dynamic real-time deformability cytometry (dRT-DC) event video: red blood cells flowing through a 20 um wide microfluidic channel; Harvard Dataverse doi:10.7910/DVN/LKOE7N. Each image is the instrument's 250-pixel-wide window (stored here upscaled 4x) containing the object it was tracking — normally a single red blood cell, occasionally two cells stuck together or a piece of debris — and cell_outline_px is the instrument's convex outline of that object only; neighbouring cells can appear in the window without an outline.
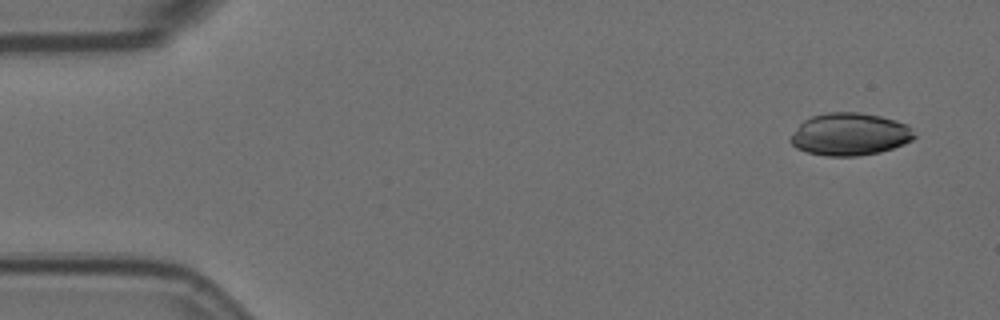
{"species": "Egyptian fruit bat (a non-hibernating species)", "species_latin": "Rousettus aegyptiacus", "temperature_condition": "room temperature", "stored_images_in_passage": 6, "camera_frame_rate_fps": 3000, "um_per_image_px": 0.085, "animal": {"sex": "female"}, "frame": {"image": 1, "passage_image": 1, "time_ms": 0.0, "image_size_px": [1000, 320], "cell_outline_px": [[916, 136], [912, 140], [904, 144], [880, 152], [856, 156], [828, 156], [808, 152], [796, 148], [788, 140], [800, 124], [804, 120], [812, 116], [828, 112], [860, 112], [880, 116], [896, 120], [908, 124], [912, 128]], "centroid_in_image_um": [72.26, 11.41], "position_along_channel_um": 12.7, "area_um2": 30.69}}
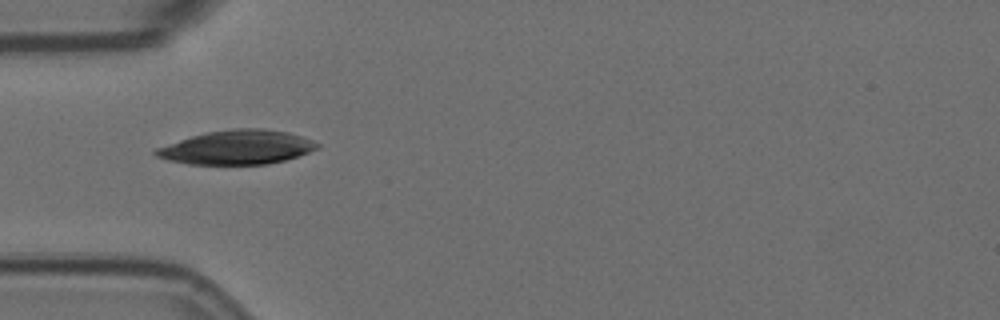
{"frame": {"image": 2, "passage_image": 5, "time_ms": 1.333, "image_size_px": [1000, 320], "cell_outline_px": [[320, 144], [316, 148], [308, 152], [284, 160], [268, 164], [188, 164], [168, 160], [156, 156], [152, 152], [156, 148], [204, 132], [232, 128], [264, 128], [288, 132], [312, 140]], "centroid_in_image_um": [20.13, 12.51], "position_along_channel_um": 64.9, "area_um2": 31.91}}
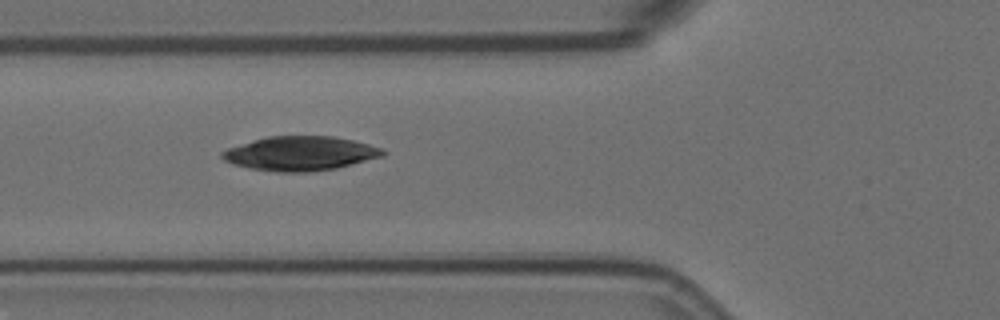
{"frame": {"image": 3, "passage_image": 6, "time_ms": 1.667, "image_size_px": [1000, 320], "cell_outline_px": [[388, 152], [384, 156], [336, 168], [308, 172], [276, 172], [248, 168], [232, 164], [224, 160], [220, 156], [220, 152], [228, 148], [252, 140], [268, 136], [332, 136], [352, 140], [384, 148]], "centroid_in_image_um": [25.52, 13.04], "position_along_channel_um": 100.3, "area_um2": 32.25}}